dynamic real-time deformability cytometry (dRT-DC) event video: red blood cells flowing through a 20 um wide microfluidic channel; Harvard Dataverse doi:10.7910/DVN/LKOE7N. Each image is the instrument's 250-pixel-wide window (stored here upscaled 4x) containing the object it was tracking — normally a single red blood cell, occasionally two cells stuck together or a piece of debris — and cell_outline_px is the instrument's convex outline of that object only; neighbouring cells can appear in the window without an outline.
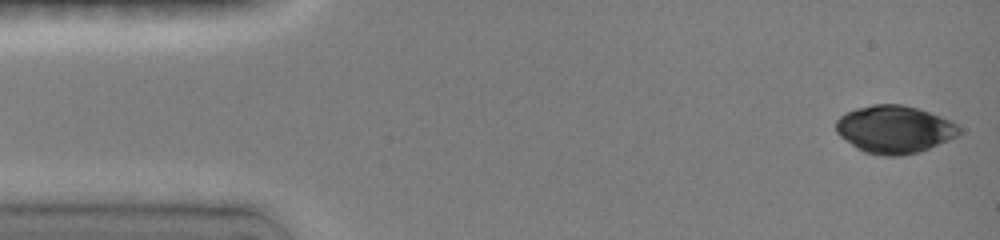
{"species": "common noctule bat (a hibernating species)", "species_latin": "Nyctalus noctula", "temperature_condition": "room temperature", "stored_images_in_passage": 64, "camera_frame_rate_fps": 3000, "um_per_image_px": 0.085, "animal": {"sex": "female", "body_mass_g": 19.0, "forearm_length_mm": 51.5}, "frame": {"image": 1, "passage_image": 1, "time_ms": 0.0, "image_size_px": [1000, 240], "cell_outline_px": [[960, 136], [920, 152], [900, 156], [884, 156], [864, 152], [856, 148], [840, 136], [836, 132], [836, 120], [840, 116], [856, 108], [872, 104], [904, 104], [952, 120], [960, 128]], "centroid_in_image_um": [76.04, 11.0], "position_along_channel_um": 9.0, "area_um2": 34.45}}